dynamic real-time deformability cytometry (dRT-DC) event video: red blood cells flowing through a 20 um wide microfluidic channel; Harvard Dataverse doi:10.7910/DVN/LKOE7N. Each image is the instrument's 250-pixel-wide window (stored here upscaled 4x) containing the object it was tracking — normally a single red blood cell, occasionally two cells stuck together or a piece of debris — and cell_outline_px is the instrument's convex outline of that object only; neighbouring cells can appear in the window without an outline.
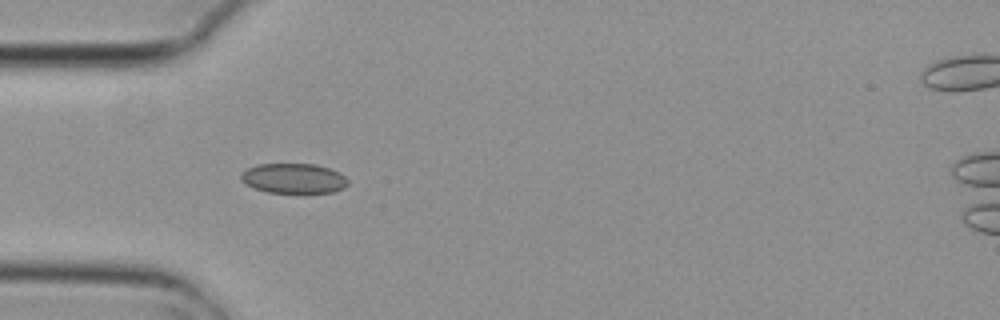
{"species": "common noctule bat (a hibernating species)", "species_latin": "Nyctalus noctula", "temperature_condition": "cold", "stored_images_in_passage": 5, "camera_frame_rate_fps": 3000, "um_per_image_px": 0.085, "animal": {"sex": "female", "body_mass_g": 29.2, "forearm_length_mm": 56.3}, "frame": {"image": 1, "passage_image": 4, "time_ms": 1.0, "image_size_px": [1000, 320], "cell_outline_px": [[348, 184], [344, 188], [332, 192], [268, 192], [244, 184], [240, 180], [240, 176], [248, 168], [260, 164], [316, 164], [340, 172], [348, 180]], "centroid_in_image_um": [24.97, 15.15], "position_along_channel_um": 60.0, "area_um2": 18.5}}
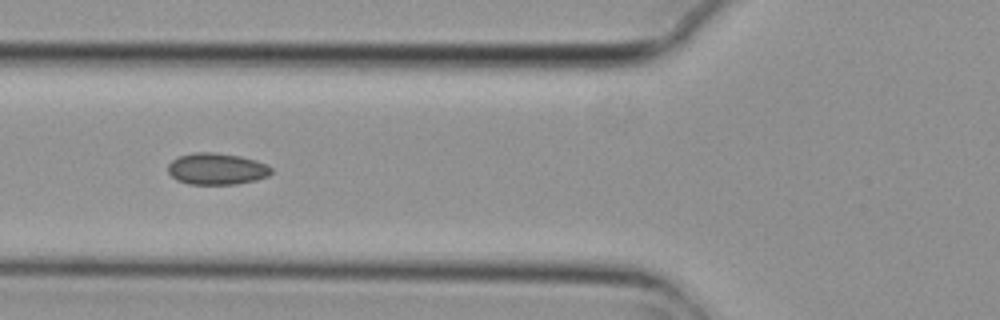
{"frame": {"image": 2, "passage_image": 5, "time_ms": 1.333, "image_size_px": [1000, 320], "cell_outline_px": [[272, 172], [268, 176], [256, 180], [236, 184], [188, 184], [176, 180], [168, 172], [168, 164], [172, 160], [180, 156], [192, 152], [216, 152], [240, 156], [256, 160], [268, 164], [272, 168]], "centroid_in_image_um": [18.43, 14.35], "position_along_channel_um": 107.4, "area_um2": 19.19}}